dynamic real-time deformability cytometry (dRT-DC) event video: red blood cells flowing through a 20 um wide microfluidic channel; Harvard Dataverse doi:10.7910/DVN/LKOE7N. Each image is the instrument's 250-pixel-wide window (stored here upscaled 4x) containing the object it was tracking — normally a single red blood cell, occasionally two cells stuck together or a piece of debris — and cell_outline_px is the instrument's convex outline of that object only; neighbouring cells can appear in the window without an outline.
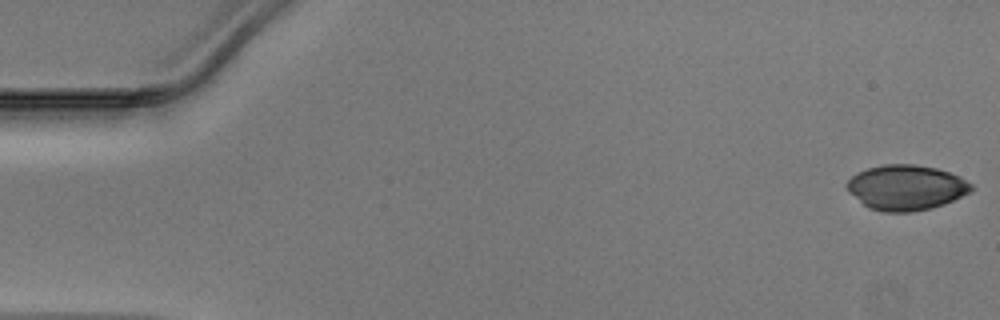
{"species": "Egyptian fruit bat (a non-hibernating species)", "species_latin": "Rousettus aegyptiacus", "temperature_condition": "warm", "stored_images_in_passage": 48, "camera_frame_rate_fps": 3000, "um_per_image_px": 0.085, "animal": {"sex": "male"}, "frame": {"image": 1, "passage_image": 1, "time_ms": 0.0, "image_size_px": [1000, 320], "cell_outline_px": [[976, 188], [972, 192], [944, 204], [912, 212], [884, 212], [868, 208], [848, 192], [844, 184], [856, 172], [868, 168], [884, 164], [912, 164], [936, 168], [960, 176], [972, 184]], "centroid_in_image_um": [77.01, 15.94], "position_along_channel_um": 8.0, "area_um2": 33.0}}
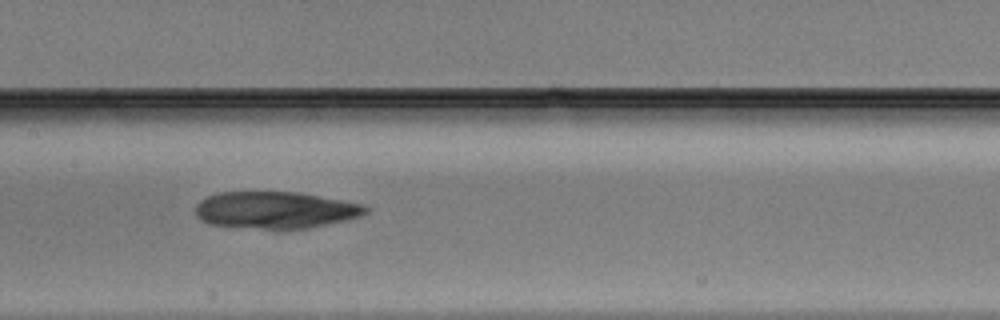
{"frame": {"image": 2, "passage_image": 24, "time_ms": 7.667, "image_size_px": [1000, 320], "cell_outline_px": [[368, 212], [360, 216], [344, 220], [308, 228], [260, 228], [208, 224], [200, 220], [196, 216], [196, 204], [200, 200], [208, 196], [220, 192], [296, 192], [364, 204], [368, 208]], "centroid_in_image_um": [23.38, 17.84], "position_along_channel_um": 184.0, "area_um2": 36.18}}
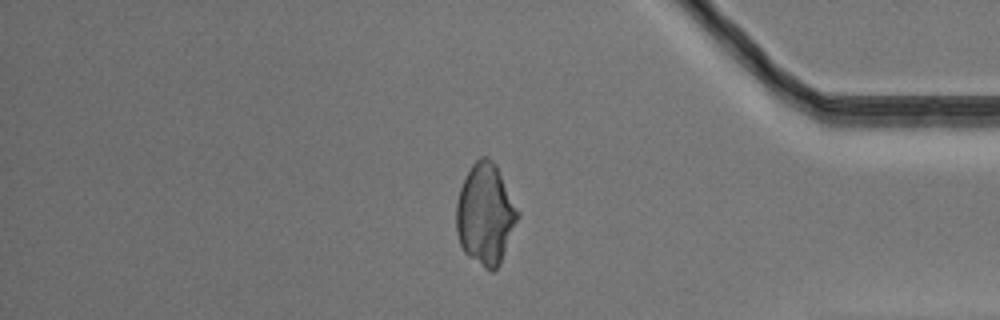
{"frame": {"image": 3, "passage_image": 41, "time_ms": 13.333, "image_size_px": [1000, 320], "cell_outline_px": [[520, 216], [500, 264], [492, 272], [484, 268], [468, 256], [464, 252], [460, 244], [456, 232], [456, 204], [460, 188], [472, 164], [480, 156], [488, 156], [496, 164], [520, 212]], "centroid_in_image_um": [41.27, 18.21], "position_along_channel_um": 393.9, "area_um2": 36.41}}